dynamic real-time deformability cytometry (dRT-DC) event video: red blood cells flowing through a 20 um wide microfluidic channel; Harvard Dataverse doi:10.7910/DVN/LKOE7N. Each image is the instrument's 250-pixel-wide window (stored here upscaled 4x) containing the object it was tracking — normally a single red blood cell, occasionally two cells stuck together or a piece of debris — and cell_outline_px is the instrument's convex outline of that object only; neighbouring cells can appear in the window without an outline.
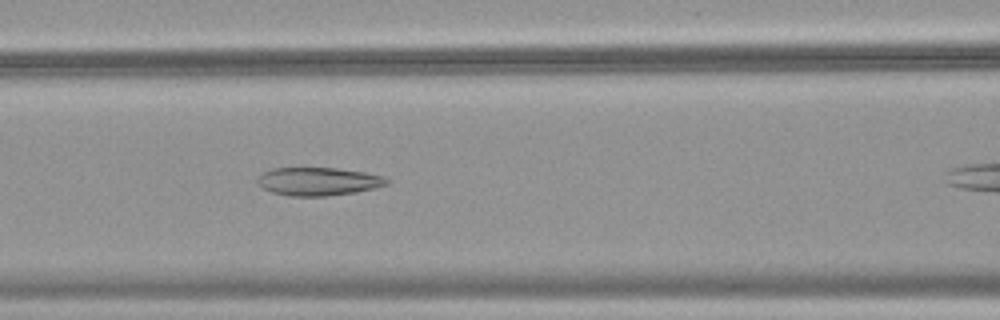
{"species": "common noctule bat (a hibernating species)", "species_latin": "Nyctalus noctula", "temperature_condition": "warm", "stored_images_in_passage": 37, "camera_frame_rate_fps": 3000, "um_per_image_px": 0.085, "animal": {"sex": "female", "body_mass_g": 18.4}, "frame": {"image": 1, "passage_image": 14, "time_ms": 4.333, "image_size_px": [1000, 320], "cell_outline_px": [[388, 184], [356, 192], [328, 196], [288, 196], [272, 192], [264, 188], [256, 180], [264, 172], [272, 168], [336, 168], [364, 172], [384, 176], [388, 180]], "centroid_in_image_um": [27.06, 15.42], "position_along_channel_um": 139.5, "area_um2": 21.04}}
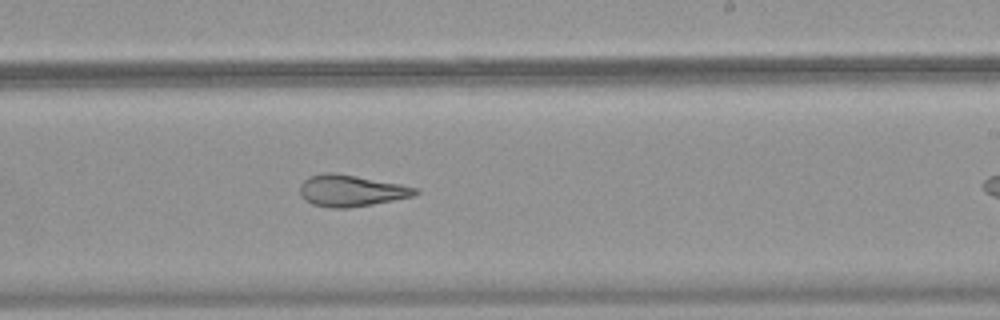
{"frame": {"image": 2, "passage_image": 23, "time_ms": 7.333, "image_size_px": [1000, 320], "cell_outline_px": [[420, 192], [412, 196], [372, 204], [348, 208], [332, 208], [312, 204], [304, 200], [300, 196], [300, 184], [308, 176], [324, 172], [336, 172], [400, 184], [420, 188]], "centroid_in_image_um": [29.81, 16.19], "position_along_channel_um": 259.2, "area_um2": 21.33}}
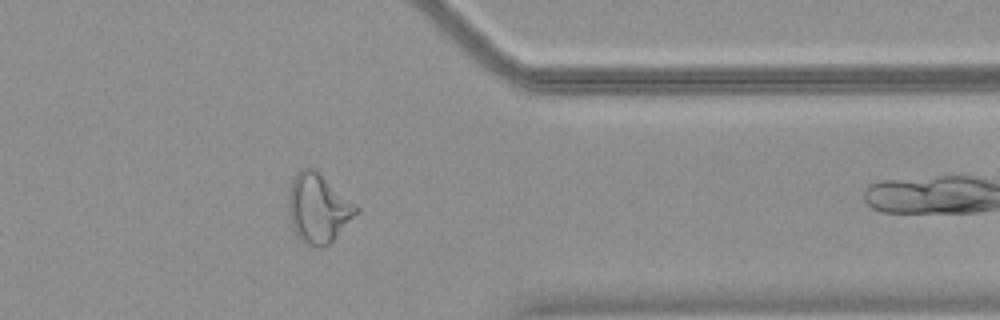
{"frame": {"image": 3, "passage_image": 33, "time_ms": 10.667, "image_size_px": [1000, 320], "cell_outline_px": [[360, 212], [328, 244], [320, 248], [316, 248], [304, 244], [296, 236], [292, 228], [288, 208], [288, 196], [292, 180], [304, 168], [312, 168], [356, 204], [360, 208]], "centroid_in_image_um": [27.05, 17.76], "position_along_channel_um": 384.4, "area_um2": 26.99}}